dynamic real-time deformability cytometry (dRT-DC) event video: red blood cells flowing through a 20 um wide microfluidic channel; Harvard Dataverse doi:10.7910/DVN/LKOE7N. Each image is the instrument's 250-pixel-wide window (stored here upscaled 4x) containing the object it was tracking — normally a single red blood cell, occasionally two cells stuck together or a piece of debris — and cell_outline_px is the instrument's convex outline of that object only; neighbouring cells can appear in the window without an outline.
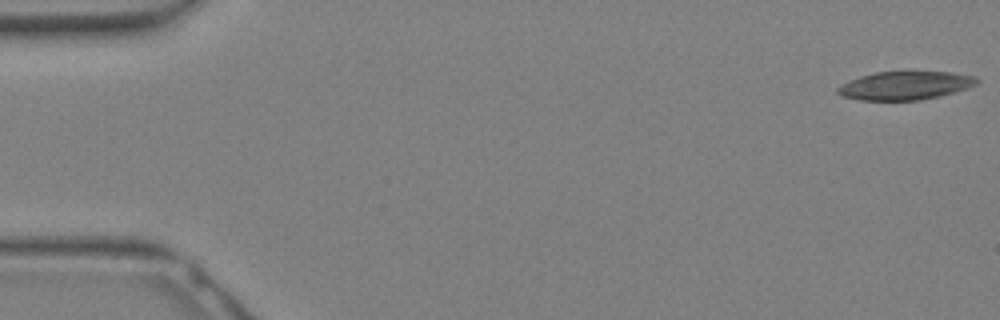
{"species": "Egyptian fruit bat (a non-hibernating species)", "species_latin": "Rousettus aegyptiacus", "temperature_condition": "warm", "stored_images_in_passage": 32, "camera_frame_rate_fps": 3000, "um_per_image_px": 0.085, "animal": {"sex": "female"}, "frame": {"image": 1, "passage_image": 1, "time_ms": 0.0, "image_size_px": [1000, 320], "cell_outline_px": [[980, 80], [976, 84], [968, 88], [940, 96], [920, 100], [860, 100], [840, 96], [836, 92], [836, 88], [840, 84], [860, 76], [876, 72], [948, 72], [976, 76]], "centroid_in_image_um": [76.91, 7.28], "position_along_channel_um": 8.1, "area_um2": 23.06}}
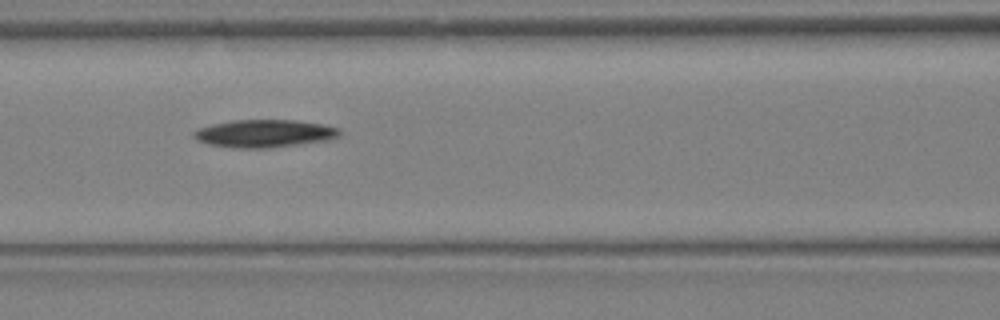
{"frame": {"image": 2, "passage_image": 14, "time_ms": 4.333, "image_size_px": [1000, 320], "cell_outline_px": [[340, 136], [328, 140], [268, 148], [240, 148], [208, 144], [196, 140], [192, 136], [192, 132], [196, 128], [212, 124], [232, 120], [296, 120], [324, 124], [340, 128]], "centroid_in_image_um": [22.45, 11.34], "position_along_channel_um": 144.1, "area_um2": 23.7}}
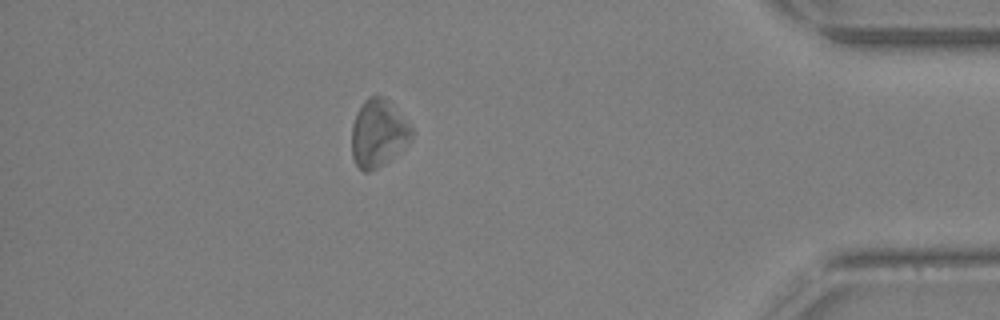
{"frame": {"image": 3, "passage_image": 28, "time_ms": 9.0, "image_size_px": [1000, 320], "cell_outline_px": [[412, 136], [388, 160], [376, 168], [368, 172], [364, 172], [356, 164], [352, 156], [352, 124], [364, 100], [368, 96], [384, 96], [412, 128]], "centroid_in_image_um": [32.1, 11.31], "position_along_channel_um": 403.1, "area_um2": 22.72}}